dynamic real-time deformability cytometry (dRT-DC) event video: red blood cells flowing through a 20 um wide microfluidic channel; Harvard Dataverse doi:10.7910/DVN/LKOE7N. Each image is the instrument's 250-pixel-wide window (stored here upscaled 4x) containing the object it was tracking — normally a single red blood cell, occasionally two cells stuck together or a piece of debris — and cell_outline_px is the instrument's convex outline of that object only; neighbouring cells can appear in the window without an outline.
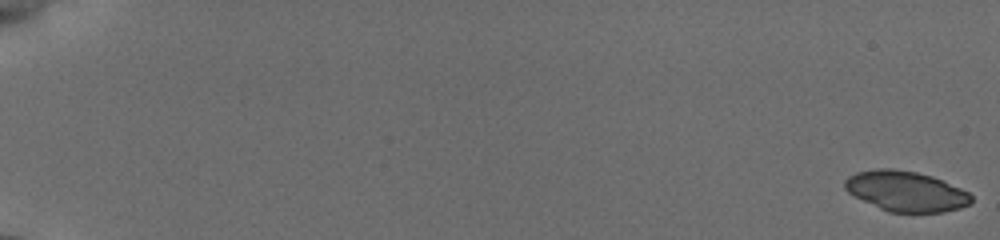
{"species": "common noctule bat (a hibernating species)", "species_latin": "Nyctalus noctula", "temperature_condition": "cold", "stored_images_in_passage": 25, "camera_frame_rate_fps": 3000, "um_per_image_px": 0.085, "animal": {"sex": "female", "body_mass_g": 19.5, "forearm_length_mm": 54.1}, "frame": {"image": 1, "passage_image": 1, "time_ms": 0.0, "image_size_px": [1000, 240], "cell_outline_px": [[972, 200], [968, 204], [960, 208], [944, 212], [888, 212], [848, 192], [844, 188], [844, 180], [848, 176], [856, 172], [876, 168], [892, 168], [916, 172], [932, 176], [960, 188], [968, 192], [972, 196]], "centroid_in_image_um": [76.99, 16.24], "position_along_channel_um": 8.0, "area_um2": 29.48}}